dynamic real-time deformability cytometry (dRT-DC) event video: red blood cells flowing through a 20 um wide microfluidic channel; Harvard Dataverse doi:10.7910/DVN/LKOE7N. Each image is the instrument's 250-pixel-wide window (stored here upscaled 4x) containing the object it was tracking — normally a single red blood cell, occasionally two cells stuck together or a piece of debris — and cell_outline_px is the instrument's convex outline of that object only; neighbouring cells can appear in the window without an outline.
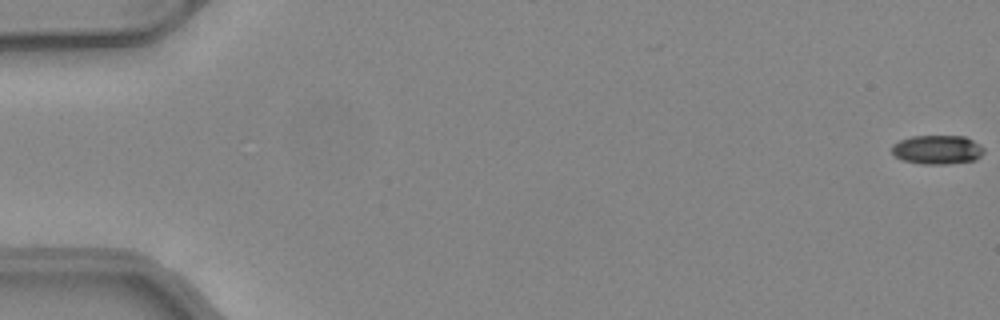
{"species": "common noctule bat (a hibernating species)", "species_latin": "Nyctalus noctula", "temperature_condition": "warm", "stored_images_in_passage": 51, "camera_frame_rate_fps": 3000, "um_per_image_px": 0.085, "animal": {"sex": "female", "body_mass_g": 24.6, "forearm_length_mm": 56.2}, "frame": {"image": 1, "passage_image": 1, "time_ms": 0.0, "image_size_px": [1000, 320], "cell_outline_px": [[984, 152], [976, 160], [948, 164], [924, 164], [904, 160], [892, 156], [892, 144], [900, 140], [912, 136], [964, 136], [980, 144], [984, 148]], "centroid_in_image_um": [79.67, 12.72], "position_along_channel_um": 5.3, "area_um2": 15.66}}
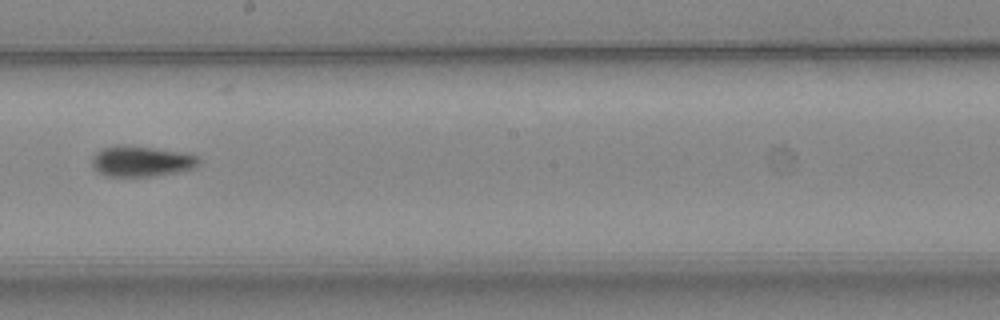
{"frame": {"image": 2, "passage_image": 30, "time_ms": 9.667, "image_size_px": [1000, 320], "cell_outline_px": [[200, 164], [192, 168], [176, 172], [156, 176], [104, 176], [96, 172], [92, 168], [92, 156], [100, 148], [116, 144], [152, 148], [184, 152], [196, 156], [200, 160]], "centroid_in_image_um": [11.95, 13.71], "position_along_channel_um": 236.3, "area_um2": 19.25}}
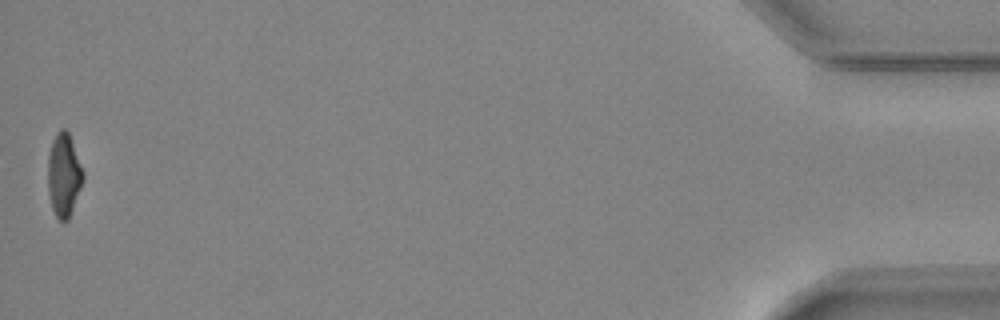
{"frame": {"image": 3, "passage_image": 51, "time_ms": 16.667, "image_size_px": [1000, 320], "cell_outline_px": [[84, 180], [68, 220], [60, 220], [56, 216], [52, 208], [48, 192], [48, 156], [52, 140], [56, 132], [60, 128], [64, 128], [68, 132], [84, 172]], "centroid_in_image_um": [5.42, 14.86], "position_along_channel_um": 429.8, "area_um2": 17.05}, "authors_computed_cell_mechanics": {"area_um2": 17.9758, "velocity_mm_per_s": 4.1406, "shape_relaxation_time_tau1_ms": 4.1291, "shape_relaxation_time_tau2_ms": 6.7639, "deformation_change_tau1": 0.1609, "deformation_change_tau2": 0.1501}}